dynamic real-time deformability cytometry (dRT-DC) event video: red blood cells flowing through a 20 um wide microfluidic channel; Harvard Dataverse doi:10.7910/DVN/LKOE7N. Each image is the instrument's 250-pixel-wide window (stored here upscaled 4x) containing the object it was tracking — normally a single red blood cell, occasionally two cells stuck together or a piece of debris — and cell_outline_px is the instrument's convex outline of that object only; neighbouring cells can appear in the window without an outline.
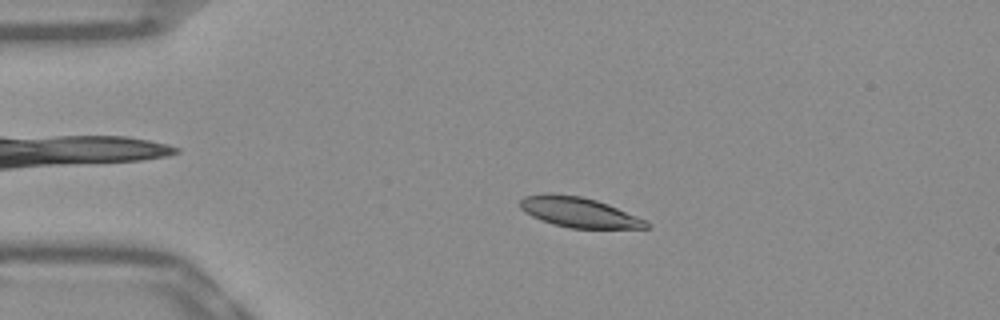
{"species": "Egyptian fruit bat (a non-hibernating species)", "species_latin": "Rousettus aegyptiacus", "temperature_condition": "warm", "stored_images_in_passage": 52, "camera_frame_rate_fps": 3000, "um_per_image_px": 0.085, "frame": {"image": 1, "passage_image": 11, "time_ms": 3.333, "image_size_px": [1000, 320], "cell_outline_px": [[652, 224], [648, 228], [572, 228], [552, 224], [540, 220], [532, 216], [520, 208], [520, 200], [524, 196], [544, 192], [552, 192], [580, 196], [596, 200], [608, 204], [648, 220]], "centroid_in_image_um": [49.21, 18.03], "position_along_channel_um": 35.8, "area_um2": 22.43}}
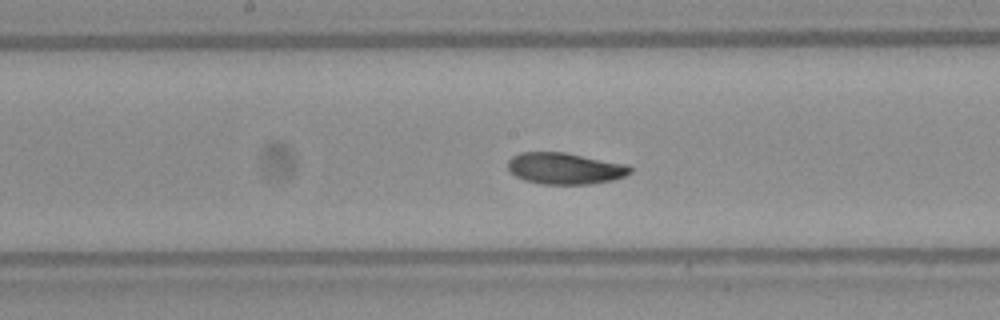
{"frame": {"image": 2, "passage_image": 27, "time_ms": 8.667, "image_size_px": [1000, 320], "cell_outline_px": [[632, 172], [624, 176], [612, 180], [592, 184], [540, 184], [524, 180], [508, 172], [508, 160], [512, 156], [520, 152], [564, 152], [628, 164], [632, 168]], "centroid_in_image_um": [48.01, 14.32], "position_along_channel_um": 200.2, "area_um2": 22.66}}
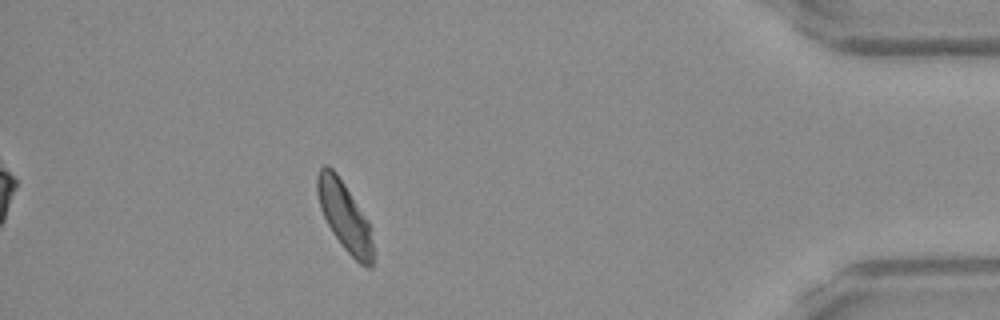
{"frame": {"image": 3, "passage_image": 47, "time_ms": 15.333, "image_size_px": [1000, 320], "cell_outline_px": [[372, 268], [368, 268], [360, 264], [344, 248], [332, 232], [320, 208], [316, 192], [316, 176], [320, 168], [324, 164], [328, 164], [336, 172], [368, 220], [372, 240]], "centroid_in_image_um": [29.26, 18.34], "position_along_channel_um": 405.9, "area_um2": 22.2}, "authors_computed_cell_mechanics": {"area_um2": 22.542, "velocity_mm_per_s": 3.8201, "shape_relaxation_time_tau1_ms": 4.3512, "shape_relaxation_time_tau2_ms": 3.3861, "deformation_change_tau1": 0.144, "deformation_change_tau2": 0.0739}}